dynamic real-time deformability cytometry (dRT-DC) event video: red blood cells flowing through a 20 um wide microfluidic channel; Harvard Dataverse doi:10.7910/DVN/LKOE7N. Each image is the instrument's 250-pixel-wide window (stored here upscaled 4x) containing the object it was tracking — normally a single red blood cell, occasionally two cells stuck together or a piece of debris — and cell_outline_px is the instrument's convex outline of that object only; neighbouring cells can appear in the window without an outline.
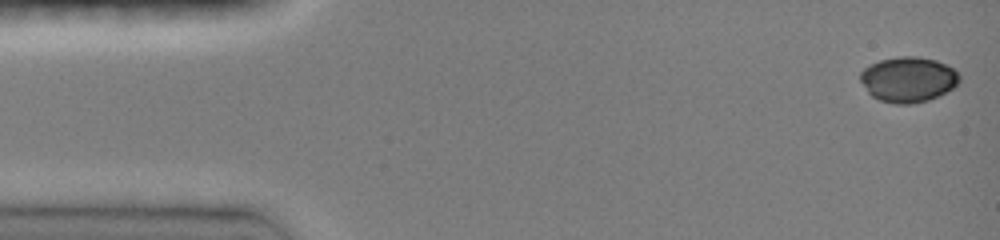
{"species": "common noctule bat (a hibernating species)", "species_latin": "Nyctalus noctula", "temperature_condition": "room temperature", "stored_images_in_passage": 46, "camera_frame_rate_fps": 3000, "um_per_image_px": 0.085, "animal": {"sex": "female", "body_mass_g": 19.0, "forearm_length_mm": 51.5}, "frame": {"image": 1, "passage_image": 1, "time_ms": 0.0, "image_size_px": [1000, 240], "cell_outline_px": [[960, 80], [952, 88], [928, 100], [912, 104], [896, 104], [880, 100], [872, 96], [868, 92], [860, 80], [860, 72], [868, 64], [880, 60], [900, 56], [916, 56], [936, 60], [952, 68], [960, 76]], "centroid_in_image_um": [77.16, 6.74], "position_along_channel_um": 7.8, "area_um2": 26.01}}
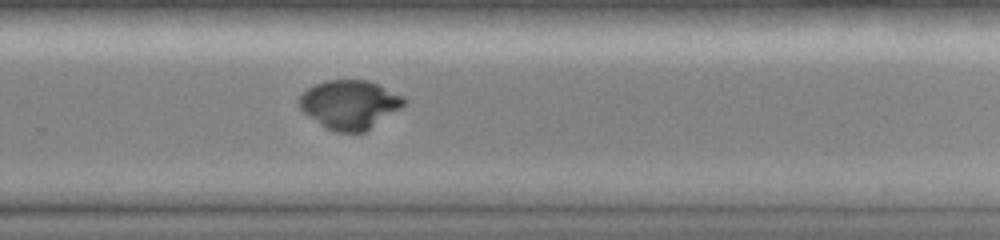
{"frame": {"image": 2, "passage_image": 31, "time_ms": 10.0, "image_size_px": [1000, 240], "cell_outline_px": [[408, 100], [400, 108], [364, 132], [336, 132], [320, 124], [304, 112], [300, 108], [300, 96], [308, 88], [324, 80], [368, 80], [380, 84], [404, 96]], "centroid_in_image_um": [29.75, 8.86], "position_along_channel_um": 300.1, "area_um2": 29.54}}
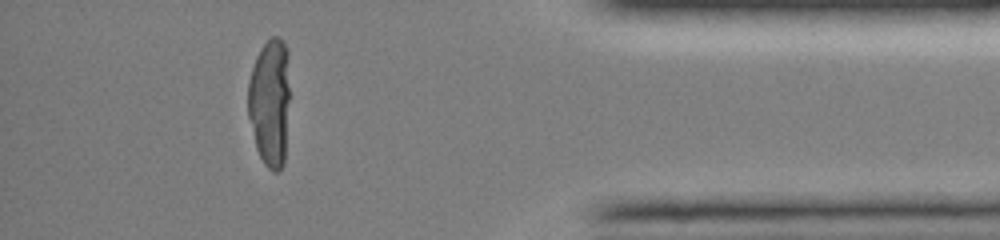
{"frame": {"image": 3, "passage_image": 41, "time_ms": 13.333, "image_size_px": [1000, 240], "cell_outline_px": [[288, 100], [284, 164], [276, 172], [272, 172], [264, 164], [256, 148], [248, 116], [248, 80], [256, 56], [260, 48], [272, 36], [280, 36], [288, 52]], "centroid_in_image_um": [22.92, 8.68], "position_along_channel_um": 412.3, "area_um2": 31.15}}